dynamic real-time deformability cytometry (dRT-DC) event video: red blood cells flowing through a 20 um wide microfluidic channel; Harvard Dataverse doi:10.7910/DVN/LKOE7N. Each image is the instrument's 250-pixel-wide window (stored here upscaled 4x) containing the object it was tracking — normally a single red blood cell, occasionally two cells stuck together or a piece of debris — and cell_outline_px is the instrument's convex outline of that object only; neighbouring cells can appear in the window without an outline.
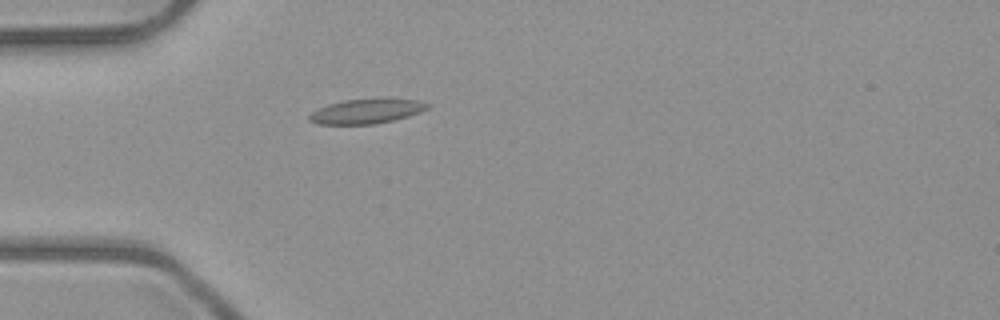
{"species": "common noctule bat (a hibernating species)", "species_latin": "Nyctalus noctula", "temperature_condition": "room temperature", "stored_images_in_passage": 4, "camera_frame_rate_fps": 3000, "um_per_image_px": 0.085, "animal": {"sex": "male", "body_mass_g": 23.1, "forearm_length_mm": 52.7}, "frame": {"image": 1, "passage_image": 4, "time_ms": 4.333, "image_size_px": [1000, 320], "cell_outline_px": [[432, 104], [428, 108], [420, 112], [408, 116], [392, 120], [372, 124], [320, 124], [308, 120], [308, 116], [312, 112], [328, 104], [344, 100], [388, 96], [416, 100]], "centroid_in_image_um": [31.21, 9.41], "position_along_channel_um": 53.8, "area_um2": 17.4}}